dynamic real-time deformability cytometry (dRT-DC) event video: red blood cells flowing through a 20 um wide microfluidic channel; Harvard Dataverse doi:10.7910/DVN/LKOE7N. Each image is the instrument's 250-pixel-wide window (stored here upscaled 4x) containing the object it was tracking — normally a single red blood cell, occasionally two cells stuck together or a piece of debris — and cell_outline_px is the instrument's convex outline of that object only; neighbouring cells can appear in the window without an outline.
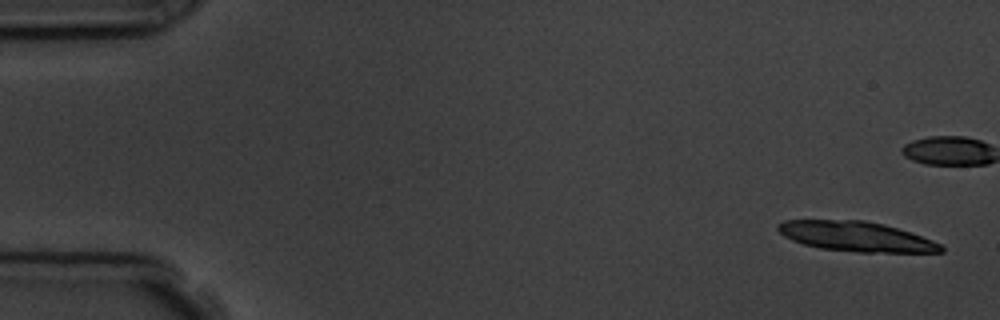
{"species": "common noctule bat (a hibernating species)", "species_latin": "Nyctalus noctula", "temperature_condition": "room temperature", "stored_images_in_passage": 6, "camera_frame_rate_fps": 3000, "um_per_image_px": 0.085, "animal": {"sex": "male", "body_mass_g": 19.5, "forearm_length_mm": 54.6}, "frame": {"image": 1, "passage_image": 1, "time_ms": 0.0, "image_size_px": [1000, 320], "cell_outline_px": [[944, 252], [860, 252], [820, 248], [804, 244], [792, 240], [784, 236], [776, 228], [776, 224], [784, 220], [864, 220], [884, 224], [932, 240], [940, 244], [944, 248]], "centroid_in_image_um": [72.73, 20.09], "position_along_channel_um": 12.3, "area_um2": 28.15}}
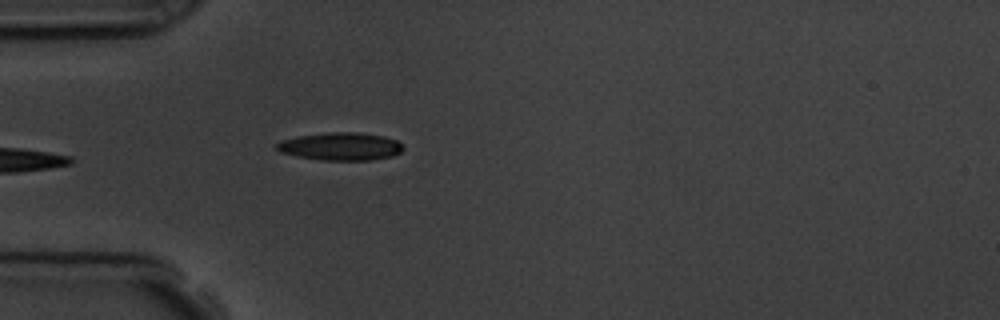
{"frame": {"image": 2, "passage_image": 6, "time_ms": 5.667, "image_size_px": [1000, 320], "cell_outline_px": [[404, 148], [400, 152], [392, 156], [372, 160], [320, 160], [296, 156], [280, 152], [276, 148], [276, 144], [280, 140], [300, 136], [328, 132], [360, 132], [384, 136], [396, 140]], "centroid_in_image_um": [28.94, 12.44], "position_along_channel_um": 56.1, "area_um2": 20.52}}